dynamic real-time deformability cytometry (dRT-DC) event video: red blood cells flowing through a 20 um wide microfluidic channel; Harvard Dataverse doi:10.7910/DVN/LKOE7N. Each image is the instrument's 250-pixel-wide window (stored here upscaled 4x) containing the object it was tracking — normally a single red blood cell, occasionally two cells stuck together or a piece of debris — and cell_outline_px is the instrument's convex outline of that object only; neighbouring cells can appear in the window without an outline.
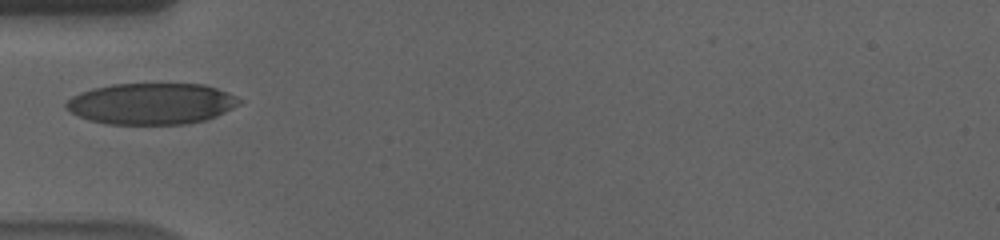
{"species": "human", "species_latin": "Homo sapiens", "temperature_condition": "cold", "stored_images_in_passage": 24, "camera_frame_rate_fps": 3000, "um_per_image_px": 0.085, "donor": {"sex": "male"}, "frame": {"image": 1, "passage_image": 1, "time_ms": 0.0, "image_size_px": [1000, 240], "cell_outline_px": [[244, 100], [240, 104], [208, 120], [188, 124], [104, 124], [88, 120], [64, 108], [64, 104], [72, 96], [80, 92], [92, 88], [112, 84], [204, 84], [228, 92]], "centroid_in_image_um": [12.88, 8.82], "position_along_channel_um": 72.1, "area_um2": 41.96}}
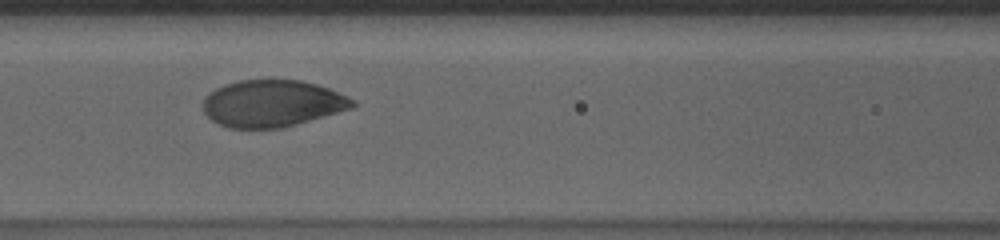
{"frame": {"image": 2, "passage_image": 7, "time_ms": 2.0, "image_size_px": [1000, 240], "cell_outline_px": [[356, 104], [352, 108], [296, 124], [280, 128], [228, 128], [212, 120], [204, 112], [204, 96], [216, 88], [224, 84], [240, 80], [300, 80], [316, 84], [328, 88], [352, 100]], "centroid_in_image_um": [23.1, 8.79], "position_along_channel_um": 143.5, "area_um2": 40.4}}
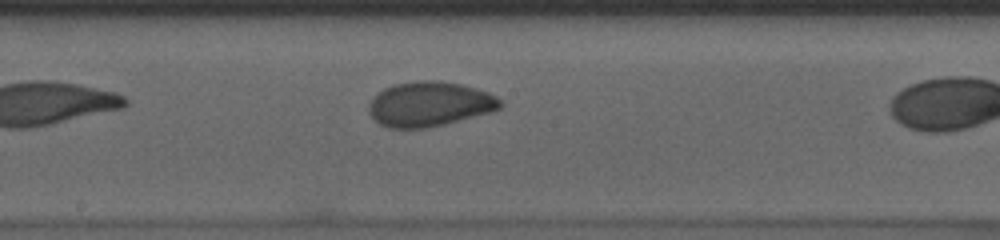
{"frame": {"image": 3, "passage_image": 9, "time_ms": 2.667, "image_size_px": [1000, 240], "cell_outline_px": [[504, 104], [500, 108], [492, 112], [444, 124], [424, 128], [388, 128], [380, 124], [368, 112], [368, 104], [372, 96], [376, 92], [384, 88], [396, 84], [416, 80], [440, 80], [460, 84], [476, 88], [488, 92], [496, 96]], "centroid_in_image_um": [36.5, 8.83], "position_along_channel_um": 211.7, "area_um2": 34.56}}